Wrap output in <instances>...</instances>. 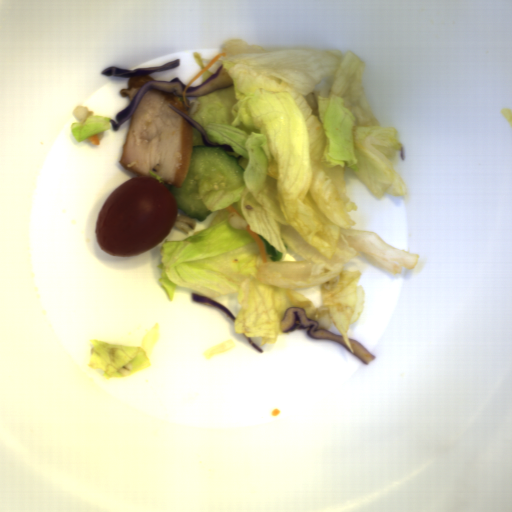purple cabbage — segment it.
<instances>
[{"label": "purple cabbage", "mask_w": 512, "mask_h": 512, "mask_svg": "<svg viewBox=\"0 0 512 512\" xmlns=\"http://www.w3.org/2000/svg\"><path fill=\"white\" fill-rule=\"evenodd\" d=\"M185 84L183 81L179 79V77H174L169 81L166 80H150L146 83H144L139 90L133 95L131 100L129 101L128 105L115 114L114 119L117 121L115 122L113 119H110L109 123H111L113 131H118L119 128L122 126V124L131 118L139 104L141 103L145 93L150 89H157L160 91L168 92V93H174L177 96H182V93L185 89Z\"/></svg>", "instance_id": "ea28d5fd"}, {"label": "purple cabbage", "mask_w": 512, "mask_h": 512, "mask_svg": "<svg viewBox=\"0 0 512 512\" xmlns=\"http://www.w3.org/2000/svg\"><path fill=\"white\" fill-rule=\"evenodd\" d=\"M234 84L229 71L223 67V63L218 70L204 80L198 86H189L186 90V98H200L214 92L219 88H229Z\"/></svg>", "instance_id": "f65ffa83"}, {"label": "purple cabbage", "mask_w": 512, "mask_h": 512, "mask_svg": "<svg viewBox=\"0 0 512 512\" xmlns=\"http://www.w3.org/2000/svg\"><path fill=\"white\" fill-rule=\"evenodd\" d=\"M191 299H192V302L205 303V304H209V305H212V306L220 309L236 324L237 316L233 312H231L227 307H225L220 302H218L217 300H214V299H211L209 297L202 296L199 294H195V293H191Z\"/></svg>", "instance_id": "8b30caba"}, {"label": "purple cabbage", "mask_w": 512, "mask_h": 512, "mask_svg": "<svg viewBox=\"0 0 512 512\" xmlns=\"http://www.w3.org/2000/svg\"><path fill=\"white\" fill-rule=\"evenodd\" d=\"M299 322L301 329H307L306 335L311 339H320L327 341H335L346 347L357 359L363 364L369 365L376 357L372 352L365 348L359 341L354 338H348L352 350L346 344L343 335H339L329 329L318 328L319 322L308 318L305 310L289 306L285 309L283 319L280 320L279 327L283 332H291Z\"/></svg>", "instance_id": "c1f60e8f"}, {"label": "purple cabbage", "mask_w": 512, "mask_h": 512, "mask_svg": "<svg viewBox=\"0 0 512 512\" xmlns=\"http://www.w3.org/2000/svg\"><path fill=\"white\" fill-rule=\"evenodd\" d=\"M242 334H243V333H242ZM243 336L245 337V339L247 340V342L251 345V347H252L255 351H257L259 354H260V353H265V352L263 351V349H262L259 345H257V344L252 340L251 336H247V335H245V334H243Z\"/></svg>", "instance_id": "06f8d472"}, {"label": "purple cabbage", "mask_w": 512, "mask_h": 512, "mask_svg": "<svg viewBox=\"0 0 512 512\" xmlns=\"http://www.w3.org/2000/svg\"><path fill=\"white\" fill-rule=\"evenodd\" d=\"M180 59H174L166 64L155 67H143L137 69H122L115 66H109L101 71L102 76L119 77V78H132L156 72H166L180 67Z\"/></svg>", "instance_id": "39781b68"}, {"label": "purple cabbage", "mask_w": 512, "mask_h": 512, "mask_svg": "<svg viewBox=\"0 0 512 512\" xmlns=\"http://www.w3.org/2000/svg\"><path fill=\"white\" fill-rule=\"evenodd\" d=\"M168 107L171 108L176 113H178L180 116H182L196 130H198L201 133V138H202L203 142L205 143L206 147H222L226 153H235V150L229 144H217V143L210 141L204 127L201 126L200 124H198L194 118H192L189 115L185 114L184 112L180 111L179 109L174 107L172 104H168Z\"/></svg>", "instance_id": "9ea6ddef"}]
</instances>
